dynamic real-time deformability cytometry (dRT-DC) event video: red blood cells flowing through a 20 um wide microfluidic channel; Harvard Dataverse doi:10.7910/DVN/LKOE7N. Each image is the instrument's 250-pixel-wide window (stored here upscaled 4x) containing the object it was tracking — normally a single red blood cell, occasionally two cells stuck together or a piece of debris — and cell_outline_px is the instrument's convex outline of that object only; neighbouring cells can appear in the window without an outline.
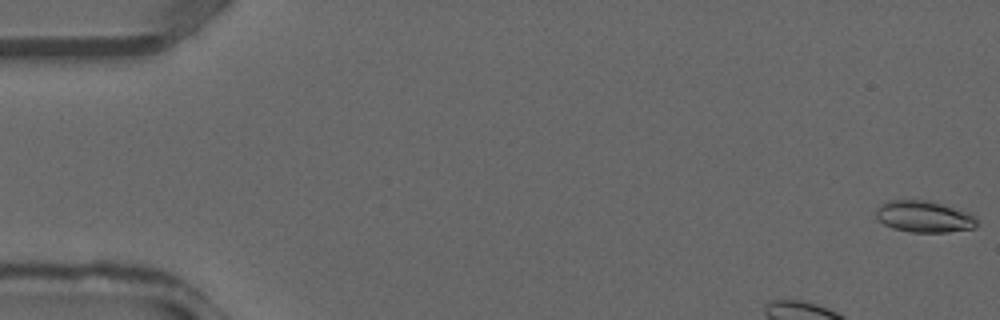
{"species": "common noctule bat (a hibernating species)", "species_latin": "Nyctalus noctula", "temperature_condition": "warm", "stored_images_in_passage": 36, "camera_frame_rate_fps": 3000, "um_per_image_px": 0.085, "animal": {"sex": "male", "forearm_length_mm": 52.5}, "frame": {"image": 1, "passage_image": 1, "time_ms": 0.0, "image_size_px": [1000, 320], "cell_outline_px": [[976, 228], [948, 232], [912, 232], [892, 228], [884, 224], [876, 216], [876, 208], [880, 204], [888, 200], [928, 200], [968, 212], [976, 216]], "centroid_in_image_um": [78.54, 18.41], "position_along_channel_um": 6.5, "area_um2": 18.55}}